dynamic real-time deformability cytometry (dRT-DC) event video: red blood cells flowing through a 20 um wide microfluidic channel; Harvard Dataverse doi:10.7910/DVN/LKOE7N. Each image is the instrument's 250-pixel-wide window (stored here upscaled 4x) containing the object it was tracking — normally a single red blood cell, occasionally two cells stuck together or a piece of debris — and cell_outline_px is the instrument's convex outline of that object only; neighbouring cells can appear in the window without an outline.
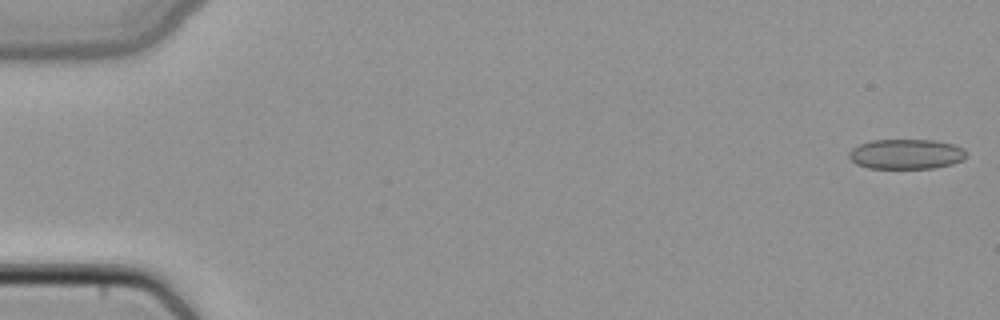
{"species": "common noctule bat (a hibernating species)", "species_latin": "Nyctalus noctula", "temperature_condition": "cold", "stored_images_in_passage": 8, "camera_frame_rate_fps": 3000, "um_per_image_px": 0.085, "animal": {"sex": "female", "body_mass_g": 22.7, "forearm_length_mm": 54.2}, "frame": {"image": 1, "passage_image": 1, "time_ms": 0.0, "image_size_px": [1000, 320], "cell_outline_px": [[968, 152], [964, 160], [952, 164], [932, 168], [868, 168], [856, 164], [848, 156], [848, 152], [852, 148], [860, 144], [872, 140], [932, 140], [952, 144], [964, 148]], "centroid_in_image_um": [77.04, 13.1], "position_along_channel_um": 8.0, "area_um2": 20.58}}